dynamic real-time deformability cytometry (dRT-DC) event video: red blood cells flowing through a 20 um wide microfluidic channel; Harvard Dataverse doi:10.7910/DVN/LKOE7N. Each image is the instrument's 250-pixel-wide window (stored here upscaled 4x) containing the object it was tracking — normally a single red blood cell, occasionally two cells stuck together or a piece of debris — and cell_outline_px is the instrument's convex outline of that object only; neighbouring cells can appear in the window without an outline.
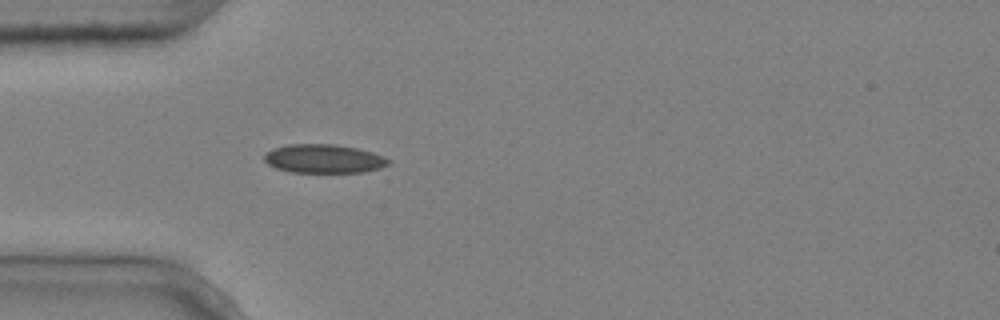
{"species": "common noctule bat (a hibernating species)", "species_latin": "Nyctalus noctula", "temperature_condition": "cold", "stored_images_in_passage": 4, "camera_frame_rate_fps": 3000, "um_per_image_px": 0.085, "animal": {"sex": "male", "body_mass_g": 20.4}, "frame": {"image": 1, "passage_image": 4, "time_ms": 1.0, "image_size_px": [1000, 320], "cell_outline_px": [[392, 160], [388, 164], [380, 168], [364, 172], [292, 172], [276, 168], [268, 164], [264, 160], [264, 156], [272, 148], [288, 144], [336, 144], [356, 148], [372, 152], [384, 156]], "centroid_in_image_um": [27.54, 13.48], "position_along_channel_um": 57.5, "area_um2": 20.81}}